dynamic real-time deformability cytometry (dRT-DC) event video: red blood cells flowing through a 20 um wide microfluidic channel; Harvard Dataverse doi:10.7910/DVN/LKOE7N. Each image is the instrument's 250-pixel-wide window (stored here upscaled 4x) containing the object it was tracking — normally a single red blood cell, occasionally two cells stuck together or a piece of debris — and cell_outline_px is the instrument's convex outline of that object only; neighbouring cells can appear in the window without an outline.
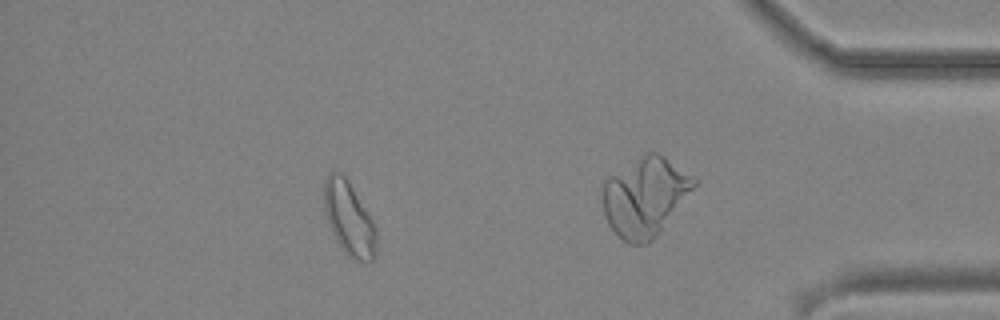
{"species": "common noctule bat (a hibernating species)", "species_latin": "Nyctalus noctula", "temperature_condition": "cold", "stored_images_in_passage": 45, "camera_frame_rate_fps": 3000, "um_per_image_px": 0.085, "animal": {"sex": "male", "body_mass_g": 19.2, "forearm_length_mm": 51.8}, "frame": {"image": 1, "passage_image": 39, "time_ms": 12.667, "image_size_px": [1000, 320], "cell_outline_px": [[376, 236], [372, 260], [356, 260], [348, 256], [340, 244], [328, 224], [324, 208], [324, 180], [328, 172], [340, 172], [344, 176], [352, 188], [372, 220], [376, 228]], "centroid_in_image_um": [29.63, 18.53], "position_along_channel_um": 405.6, "area_um2": 21.62}}